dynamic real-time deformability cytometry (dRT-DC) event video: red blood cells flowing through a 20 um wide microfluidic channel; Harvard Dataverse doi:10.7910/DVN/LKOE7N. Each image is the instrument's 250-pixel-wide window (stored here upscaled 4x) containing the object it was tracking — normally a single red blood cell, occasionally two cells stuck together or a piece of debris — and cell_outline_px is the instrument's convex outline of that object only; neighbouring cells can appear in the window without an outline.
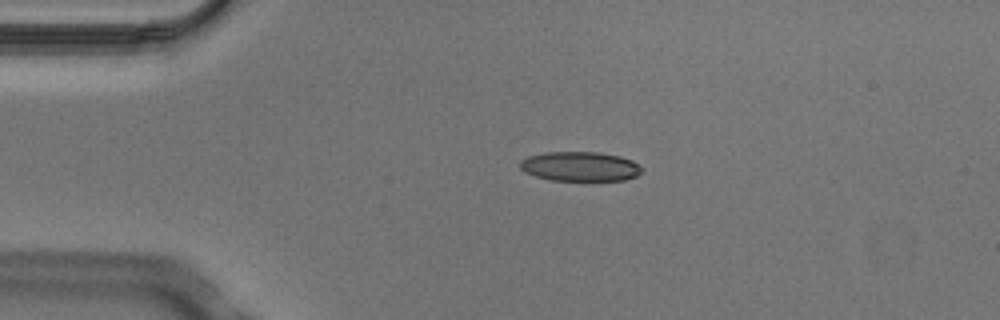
{"species": "Egyptian fruit bat (a non-hibernating species)", "species_latin": "Rousettus aegyptiacus", "temperature_condition": "cold", "stored_images_in_passage": 3, "camera_frame_rate_fps": 3000, "um_per_image_px": 0.085, "animal": {"sex": "male"}, "frame": {"image": 1, "passage_image": 2, "time_ms": 0.333, "image_size_px": [1000, 320], "cell_outline_px": [[644, 168], [636, 176], [624, 180], [552, 180], [536, 176], [524, 172], [520, 168], [520, 160], [528, 156], [544, 152], [596, 152], [620, 156], [632, 160]], "centroid_in_image_um": [49.3, 14.14], "position_along_channel_um": 35.7, "area_um2": 20.92}}